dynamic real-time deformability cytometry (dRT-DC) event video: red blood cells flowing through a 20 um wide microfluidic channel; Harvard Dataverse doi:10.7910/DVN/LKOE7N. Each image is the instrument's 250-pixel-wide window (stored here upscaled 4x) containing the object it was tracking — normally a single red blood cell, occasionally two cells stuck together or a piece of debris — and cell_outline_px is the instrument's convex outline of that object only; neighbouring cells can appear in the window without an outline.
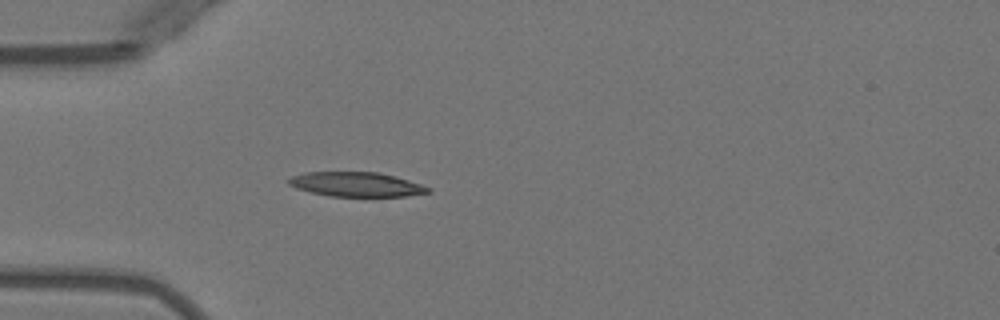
{"species": "Egyptian fruit bat (a non-hibernating species)", "species_latin": "Rousettus aegyptiacus", "temperature_condition": "warm", "stored_images_in_passage": 37, "camera_frame_rate_fps": 3000, "um_per_image_px": 0.085, "animal": {"sex": "female"}, "frame": {"image": 1, "passage_image": 1, "time_ms": 0.0, "image_size_px": [1000, 320], "cell_outline_px": [[432, 192], [404, 196], [328, 196], [296, 188], [288, 184], [288, 180], [292, 176], [304, 172], [380, 172], [408, 180], [432, 188]], "centroid_in_image_um": [30.29, 15.67], "position_along_channel_um": 54.7, "area_um2": 19.83}}
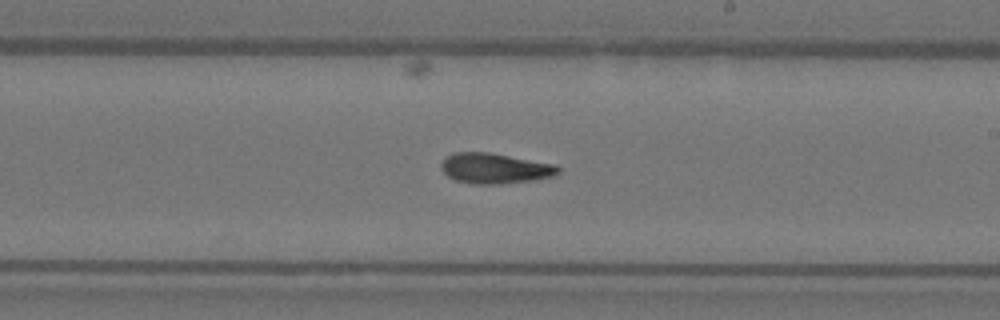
{"frame": {"image": 2, "passage_image": 16, "time_ms": 5.0, "image_size_px": [1000, 320], "cell_outline_px": [[560, 172], [556, 176], [532, 180], [500, 184], [472, 184], [456, 180], [448, 176], [440, 168], [440, 164], [448, 156], [456, 152], [492, 152], [556, 164], [560, 168]], "centroid_in_image_um": [42.11, 14.3], "position_along_channel_um": 246.9, "area_um2": 20.92}}
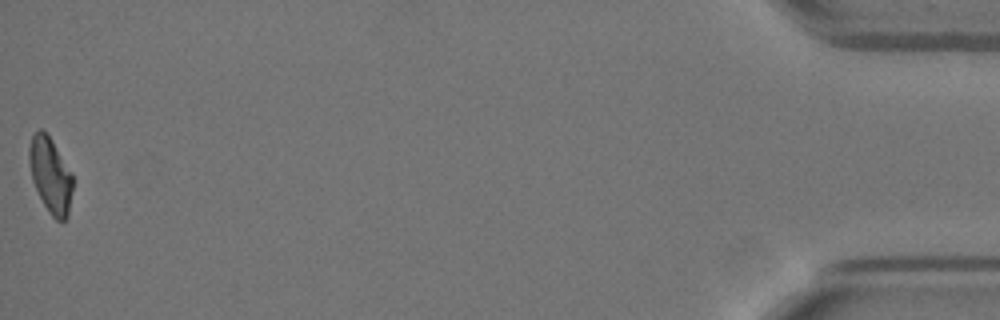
{"frame": {"image": 3, "passage_image": 37, "time_ms": 12.0, "image_size_px": [1000, 320], "cell_outline_px": [[72, 192], [68, 216], [64, 220], [56, 220], [52, 216], [44, 204], [32, 180], [28, 160], [28, 148], [32, 136], [40, 128], [52, 140], [72, 172]], "centroid_in_image_um": [4.28, 14.88], "position_along_channel_um": 430.9, "area_um2": 19.02}, "authors_computed_cell_mechanics": {"area_um2": 20.23, "velocity_mm_per_s": 3.9948, "shape_relaxation_time_tau1_ms": 7.3333, "shape_relaxation_time_tau2_ms": 7.5309, "deformation_change_tau1": 0.2402, "deformation_change_tau2": 0.1383}}